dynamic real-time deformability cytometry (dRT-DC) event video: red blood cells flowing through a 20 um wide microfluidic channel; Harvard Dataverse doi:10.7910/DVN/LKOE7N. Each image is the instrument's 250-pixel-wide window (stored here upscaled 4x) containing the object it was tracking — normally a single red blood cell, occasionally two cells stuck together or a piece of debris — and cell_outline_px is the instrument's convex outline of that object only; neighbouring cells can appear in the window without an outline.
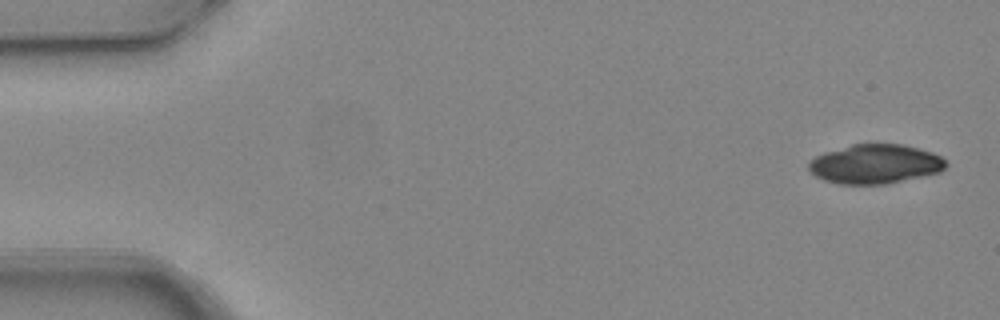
{"species": "common noctule bat (a hibernating species)", "species_latin": "Nyctalus noctula", "temperature_condition": "warm", "stored_images_in_passage": 5, "segment_of_instrument_passage": [2, 2], "camera_frame_rate_fps": 3000, "um_per_image_px": 0.085, "animal": {"sex": "female", "body_mass_g": 24.6, "forearm_length_mm": 56.2}, "frame": {"image": 1, "passage_image": 5, "time_ms": 1.333, "image_size_px": [1000, 320], "cell_outline_px": [[948, 164], [940, 172], [884, 184], [840, 184], [824, 180], [816, 176], [808, 168], [808, 164], [816, 156], [824, 152], [852, 144], [904, 144], [932, 152], [940, 156]], "centroid_in_image_um": [74.39, 13.93], "position_along_channel_um": 10.6, "area_um2": 31.21}}